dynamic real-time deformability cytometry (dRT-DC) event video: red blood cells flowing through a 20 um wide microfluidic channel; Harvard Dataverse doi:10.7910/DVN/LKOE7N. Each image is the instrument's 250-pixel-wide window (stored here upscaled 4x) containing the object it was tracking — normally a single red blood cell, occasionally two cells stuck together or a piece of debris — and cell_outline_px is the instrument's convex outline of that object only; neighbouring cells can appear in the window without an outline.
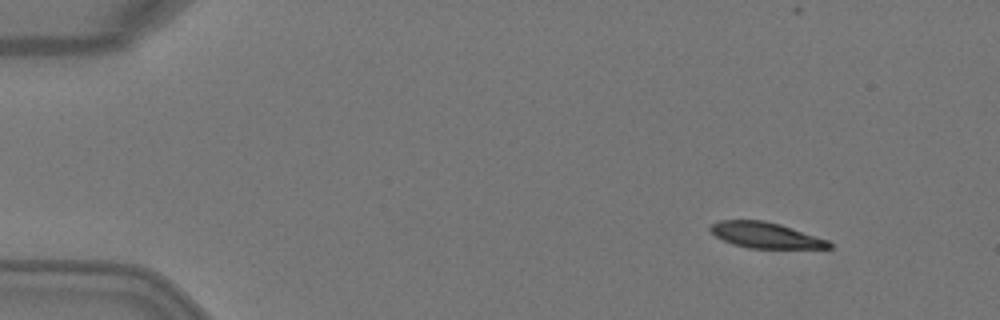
{"species": "Egyptian fruit bat (a non-hibernating species)", "species_latin": "Rousettus aegyptiacus", "temperature_condition": "warm", "stored_images_in_passage": 4, "camera_frame_rate_fps": 3000, "um_per_image_px": 0.085, "animal": {"sex": "female"}, "frame": {"image": 1, "passage_image": 1, "time_ms": 0.0, "image_size_px": [1000, 320], "cell_outline_px": [[832, 248], [748, 248], [732, 244], [716, 236], [708, 228], [712, 224], [720, 220], [764, 220], [780, 224], [828, 240], [832, 244]], "centroid_in_image_um": [65.06, 19.99], "position_along_channel_um": 19.9, "area_um2": 17.69}}
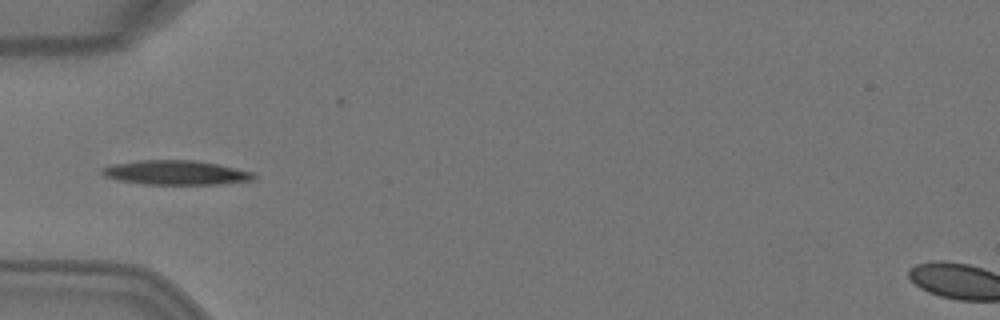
{"frame": {"image": 2, "passage_image": 4, "time_ms": 1.0, "image_size_px": [1000, 320], "cell_outline_px": [[256, 180], [220, 184], [144, 184], [116, 180], [104, 176], [100, 172], [100, 168], [112, 164], [136, 160], [196, 160], [220, 164], [252, 172], [256, 176]], "centroid_in_image_um": [14.93, 14.67], "position_along_channel_um": 70.1, "area_um2": 21.85}}